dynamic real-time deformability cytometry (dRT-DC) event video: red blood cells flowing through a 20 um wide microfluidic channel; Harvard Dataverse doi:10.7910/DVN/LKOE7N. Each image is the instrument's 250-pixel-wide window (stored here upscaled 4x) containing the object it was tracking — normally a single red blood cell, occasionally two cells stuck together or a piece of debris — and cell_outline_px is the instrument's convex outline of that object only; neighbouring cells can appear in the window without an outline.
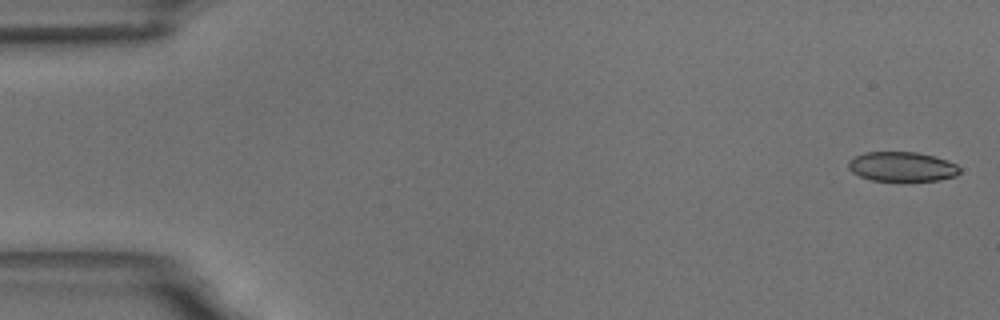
{"species": "common noctule bat (a hibernating species)", "species_latin": "Nyctalus noctula", "temperature_condition": "room temperature", "stored_images_in_passage": 55, "camera_frame_rate_fps": 3000, "um_per_image_px": 0.085, "animal": {"sex": "male", "body_mass_g": 18.8}, "frame": {"image": 1, "passage_image": 2, "time_ms": 0.333, "image_size_px": [1000, 320], "cell_outline_px": [[960, 172], [956, 176], [940, 180], [904, 184], [872, 180], [860, 176], [852, 172], [848, 168], [848, 160], [864, 152], [916, 152], [948, 160], [956, 164], [960, 168]], "centroid_in_image_um": [76.68, 14.22], "position_along_channel_um": 8.3, "area_um2": 20.06}}
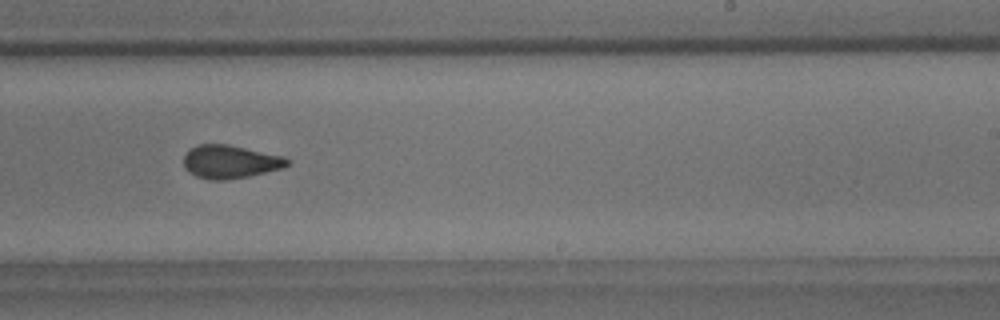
{"frame": {"image": 2, "passage_image": 36, "time_ms": 11.667, "image_size_px": [1000, 320], "cell_outline_px": [[288, 164], [284, 168], [248, 176], [224, 180], [212, 180], [196, 176], [184, 168], [184, 152], [196, 144], [228, 144], [284, 156], [288, 160]], "centroid_in_image_um": [19.53, 13.74], "position_along_channel_um": 269.5, "area_um2": 20.11}}
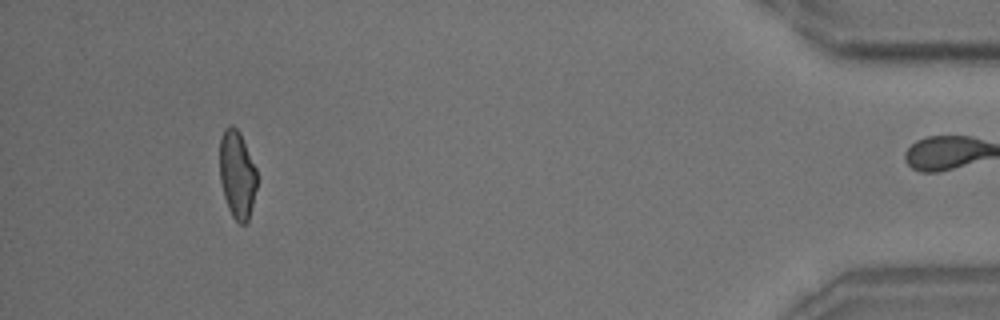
{"frame": {"image": 3, "passage_image": 54, "time_ms": 17.667, "image_size_px": [1000, 320], "cell_outline_px": [[256, 188], [248, 220], [244, 224], [240, 224], [232, 216], [228, 208], [224, 196], [220, 180], [220, 140], [224, 128], [232, 124], [240, 132], [256, 168]], "centroid_in_image_um": [20.14, 14.81], "position_along_channel_um": 415.1, "area_um2": 18.9}, "authors_computed_cell_mechanics": {"area_um2": 20.23, "velocity_mm_per_s": 3.5245, "shape_relaxation_time_tau1_ms": 6.5336, "shape_relaxation_time_tau2_ms": 1.8535, "deformation_change_tau1": 0.1378, "deformation_change_tau2": 0.0693}}